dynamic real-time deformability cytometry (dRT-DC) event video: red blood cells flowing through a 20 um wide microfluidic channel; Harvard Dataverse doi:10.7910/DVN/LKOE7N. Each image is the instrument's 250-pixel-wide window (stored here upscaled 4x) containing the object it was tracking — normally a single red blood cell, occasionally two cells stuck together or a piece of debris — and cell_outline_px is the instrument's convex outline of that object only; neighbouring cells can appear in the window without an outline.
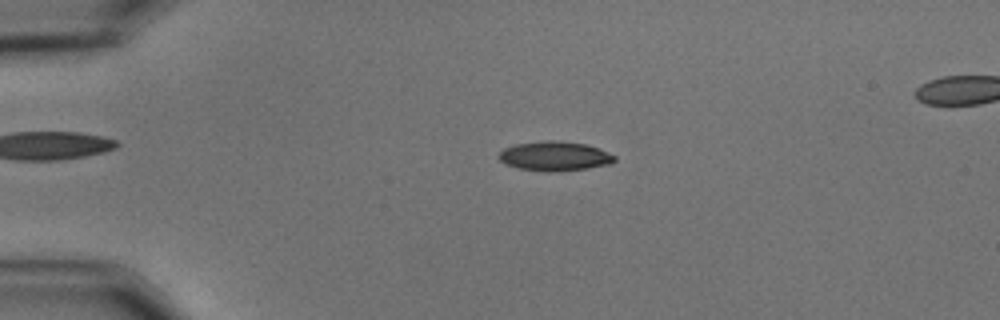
{"species": "common noctule bat (a hibernating species)", "species_latin": "Nyctalus noctula", "temperature_condition": "cold", "stored_images_in_passage": 57, "camera_frame_rate_fps": 3000, "um_per_image_px": 0.085, "animal": {"sex": "male", "body_mass_g": 15.6}, "frame": {"image": 1, "passage_image": 13, "time_ms": 4.0, "image_size_px": [1000, 320], "cell_outline_px": [[616, 160], [612, 164], [588, 168], [552, 172], [548, 172], [520, 168], [508, 164], [500, 160], [496, 156], [504, 148], [516, 144], [544, 140], [560, 140], [584, 144], [600, 148], [616, 156]], "centroid_in_image_um": [47.18, 13.26], "position_along_channel_um": 37.8, "area_um2": 19.94}}
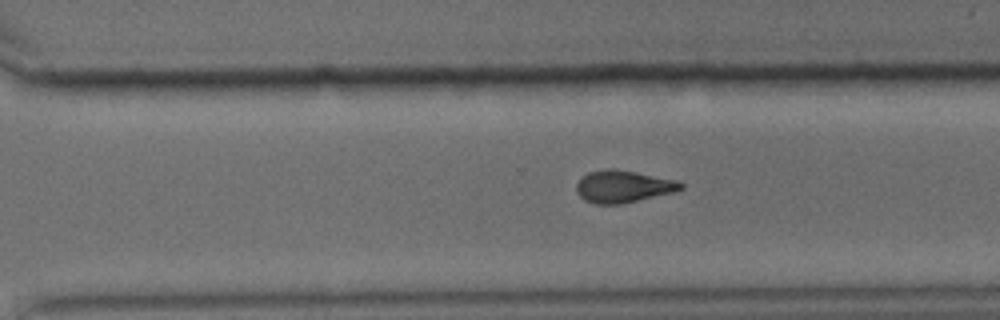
{"frame": {"image": 2, "passage_image": 40, "time_ms": 13.0, "image_size_px": [1000, 320], "cell_outline_px": [[684, 188], [676, 192], [620, 204], [596, 204], [584, 200], [576, 192], [576, 184], [588, 172], [608, 168], [616, 168], [676, 180], [684, 184]], "centroid_in_image_um": [52.98, 15.85], "position_along_channel_um": 317.6, "area_um2": 19.65}}
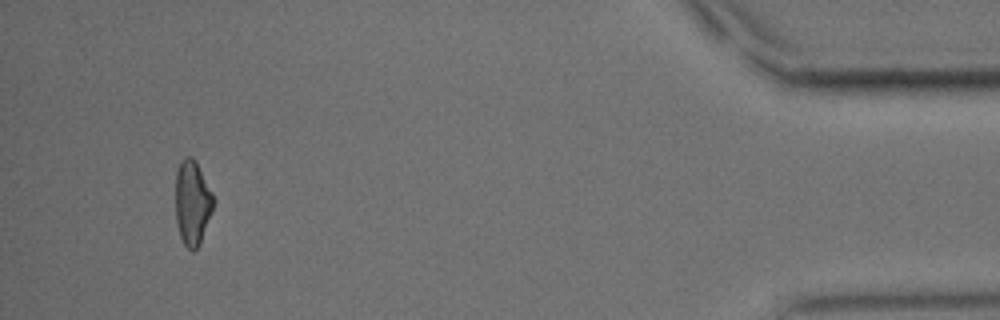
{"frame": {"image": 3, "passage_image": 54, "time_ms": 17.667, "image_size_px": [1000, 320], "cell_outline_px": [[216, 200], [212, 212], [200, 244], [192, 252], [184, 244], [180, 236], [176, 224], [176, 172], [180, 160], [184, 156], [192, 156], [196, 160]], "centroid_in_image_um": [16.36, 17.2], "position_along_channel_um": 418.8, "area_um2": 19.02}, "authors_computed_cell_mechanics": {"area_um2": 19.4208, "velocity_mm_per_s": 3.5499, "shape_relaxation_time_tau1_ms": 6.1209, "shape_relaxation_time_tau2_ms": 7.2021, "deformation_change_tau1": 0.1653, "deformation_change_tau2": 0.1521}}